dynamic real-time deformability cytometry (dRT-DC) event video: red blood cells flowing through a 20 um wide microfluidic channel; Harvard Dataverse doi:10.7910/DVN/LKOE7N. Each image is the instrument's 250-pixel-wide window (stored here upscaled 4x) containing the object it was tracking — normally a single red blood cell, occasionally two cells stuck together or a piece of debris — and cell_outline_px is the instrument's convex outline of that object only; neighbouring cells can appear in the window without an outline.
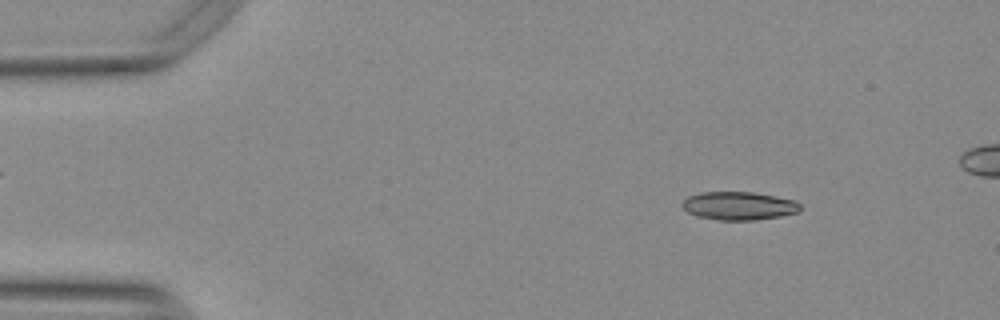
{"species": "Egyptian fruit bat (a non-hibernating species)", "species_latin": "Rousettus aegyptiacus", "temperature_condition": "warm", "stored_images_in_passage": 18, "camera_frame_rate_fps": 3000, "um_per_image_px": 0.085, "animal": {"sex": "female"}, "frame": {"image": 1, "passage_image": 1, "time_ms": 0.0, "image_size_px": [1000, 320], "cell_outline_px": [[800, 208], [796, 212], [780, 216], [756, 220], [720, 220], [696, 216], [688, 212], [680, 204], [688, 196], [700, 192], [752, 192], [776, 196], [796, 200], [800, 204]], "centroid_in_image_um": [62.79, 17.49], "position_along_channel_um": 22.2, "area_um2": 19.42}}
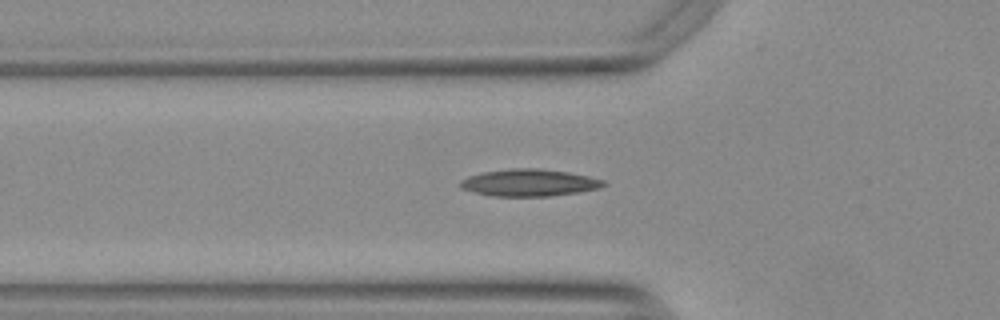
{"frame": {"image": 2, "passage_image": 12, "time_ms": 3.667, "image_size_px": [1000, 320], "cell_outline_px": [[608, 184], [600, 188], [580, 192], [548, 196], [492, 196], [460, 188], [460, 180], [468, 176], [480, 172], [512, 168], [540, 168], [568, 172], [588, 176], [604, 180]], "centroid_in_image_um": [44.99, 15.52], "position_along_channel_um": 80.8, "area_um2": 22.72}}
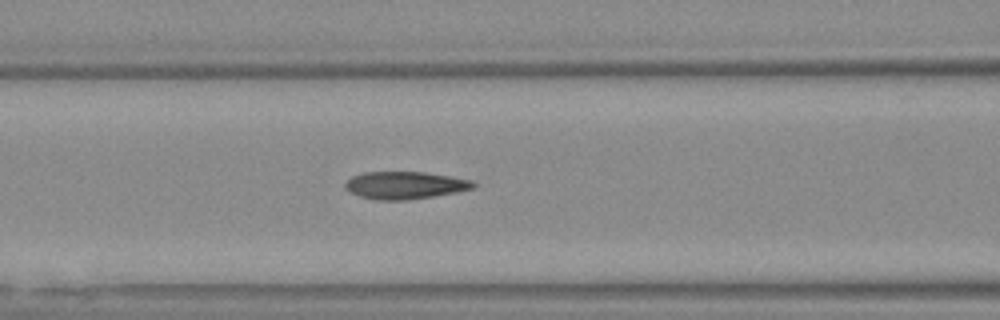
{"frame": {"image": 3, "passage_image": 16, "time_ms": 5.0, "image_size_px": [1000, 320], "cell_outline_px": [[476, 184], [472, 188], [456, 192], [408, 200], [376, 200], [360, 196], [344, 188], [344, 184], [352, 176], [364, 172], [424, 172], [472, 180]], "centroid_in_image_um": [34.39, 15.74], "position_along_channel_um": 132.2, "area_um2": 20.29}}